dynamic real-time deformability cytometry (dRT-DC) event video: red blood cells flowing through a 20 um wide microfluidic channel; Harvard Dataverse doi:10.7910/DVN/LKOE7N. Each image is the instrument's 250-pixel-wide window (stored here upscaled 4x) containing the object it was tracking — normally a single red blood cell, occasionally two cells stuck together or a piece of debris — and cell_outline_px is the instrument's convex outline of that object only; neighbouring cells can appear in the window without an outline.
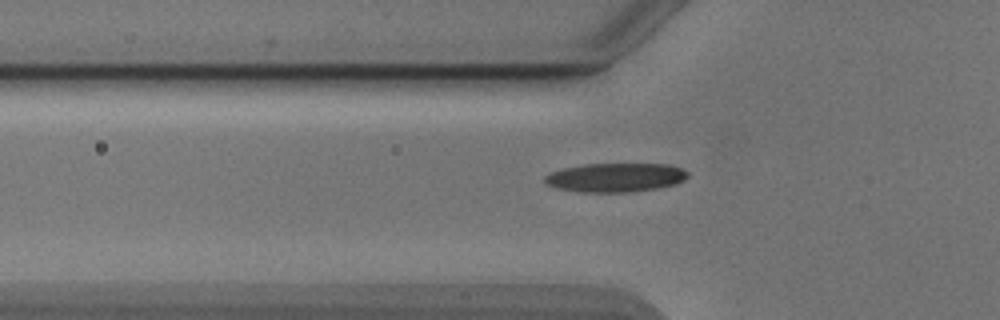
{"species": "Egyptian fruit bat (a non-hibernating species)", "species_latin": "Rousettus aegyptiacus", "temperature_condition": "cold", "stored_images_in_passage": 51, "camera_frame_rate_fps": 3000, "um_per_image_px": 0.085, "animal": {"sex": "male"}, "frame": {"image": 1, "passage_image": 18, "time_ms": 5.667, "image_size_px": [1000, 320], "cell_outline_px": [[688, 176], [684, 180], [676, 184], [656, 188], [628, 192], [584, 192], [556, 188], [548, 184], [544, 180], [544, 176], [552, 172], [564, 168], [584, 164], [668, 164], [680, 168], [688, 172]], "centroid_in_image_um": [52.32, 15.08], "position_along_channel_um": 73.5, "area_um2": 23.93}}
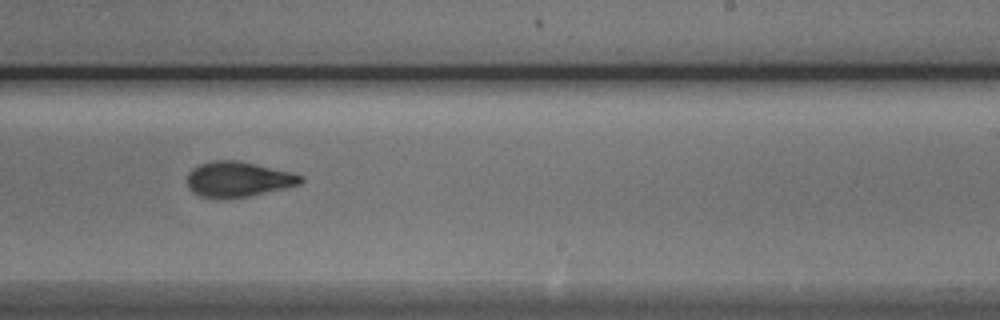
{"frame": {"image": 2, "passage_image": 33, "time_ms": 10.667, "image_size_px": [1000, 320], "cell_outline_px": [[304, 180], [300, 184], [252, 196], [200, 196], [192, 192], [188, 188], [188, 172], [192, 168], [200, 164], [212, 160], [236, 160], [292, 172], [304, 176]], "centroid_in_image_um": [20.26, 15.21], "position_along_channel_um": 268.7, "area_um2": 22.95}}
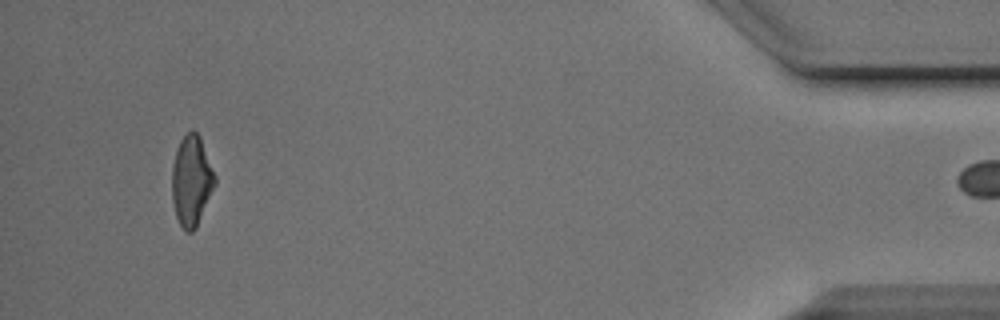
{"frame": {"image": 3, "passage_image": 50, "time_ms": 16.333, "image_size_px": [1000, 320], "cell_outline_px": [[216, 184], [196, 228], [192, 232], [184, 232], [176, 216], [172, 200], [172, 164], [180, 140], [192, 128], [200, 136], [216, 176]], "centroid_in_image_um": [16.28, 15.37], "position_along_channel_um": 418.9, "area_um2": 22.72}}